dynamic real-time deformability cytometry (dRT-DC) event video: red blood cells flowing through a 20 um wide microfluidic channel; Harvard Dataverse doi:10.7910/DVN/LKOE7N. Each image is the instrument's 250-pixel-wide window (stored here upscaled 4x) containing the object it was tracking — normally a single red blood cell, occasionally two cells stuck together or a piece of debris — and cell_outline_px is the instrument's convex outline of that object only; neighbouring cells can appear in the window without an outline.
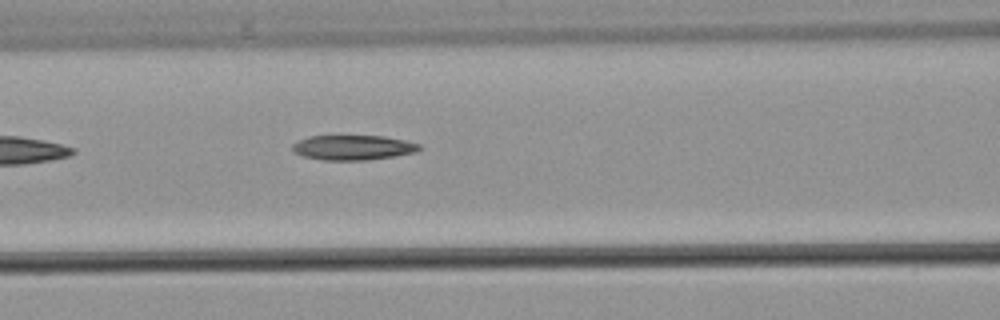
{"species": "common noctule bat (a hibernating species)", "species_latin": "Nyctalus noctula", "temperature_condition": "warm", "stored_images_in_passage": 5, "camera_frame_rate_fps": 3000, "um_per_image_px": 0.085, "animal": {"sex": "male", "body_mass_g": 21.5, "forearm_length_mm": 52.0}, "frame": {"image": 1, "passage_image": 5, "time_ms": 4.667, "image_size_px": [1000, 320], "cell_outline_px": [[424, 148], [416, 152], [368, 160], [324, 160], [304, 156], [296, 152], [292, 148], [292, 144], [308, 136], [384, 136], [404, 140], [420, 144]], "centroid_in_image_um": [30.05, 12.54], "position_along_channel_um": 136.6, "area_um2": 18.26}}